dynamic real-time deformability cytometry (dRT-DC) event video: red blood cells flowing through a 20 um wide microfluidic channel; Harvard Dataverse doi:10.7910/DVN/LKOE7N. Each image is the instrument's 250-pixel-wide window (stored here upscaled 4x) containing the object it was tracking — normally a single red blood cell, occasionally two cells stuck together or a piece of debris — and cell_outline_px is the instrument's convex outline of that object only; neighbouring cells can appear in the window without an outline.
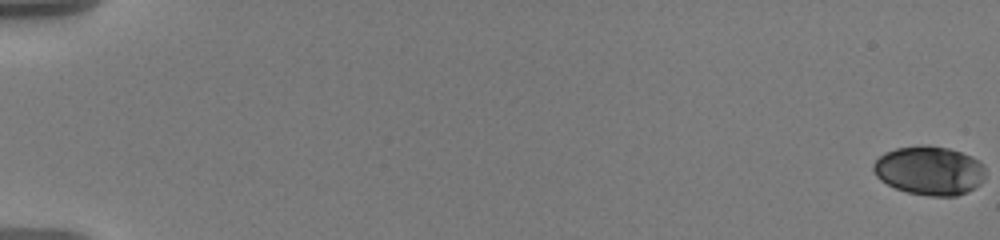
{"species": "human", "species_latin": "Homo sapiens", "temperature_condition": "warm", "stored_images_in_passage": 59, "camera_frame_rate_fps": 3000, "um_per_image_px": 0.085, "donor": {"sex": "male"}, "frame": {"image": 1, "passage_image": 1, "time_ms": 0.0, "image_size_px": [1000, 240], "cell_outline_px": [[984, 180], [980, 184], [968, 192], [956, 196], [928, 196], [908, 192], [896, 188], [880, 180], [876, 176], [872, 168], [872, 164], [884, 152], [896, 148], [920, 144], [928, 144], [948, 148], [972, 156], [984, 164]], "centroid_in_image_um": [79.0, 14.48], "position_along_channel_um": 6.0, "area_um2": 32.25}}
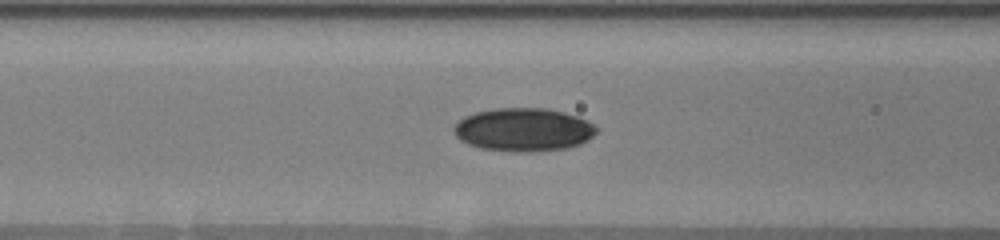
{"frame": {"image": 2, "passage_image": 27, "time_ms": 8.667, "image_size_px": [1000, 240], "cell_outline_px": [[596, 132], [588, 140], [580, 144], [568, 148], [524, 152], [480, 148], [468, 144], [460, 140], [452, 132], [452, 128], [464, 116], [476, 112], [492, 108], [548, 108], [564, 112], [588, 120], [596, 128]], "centroid_in_image_um": [44.48, 11.01], "position_along_channel_um": 122.1, "area_um2": 35.95}}
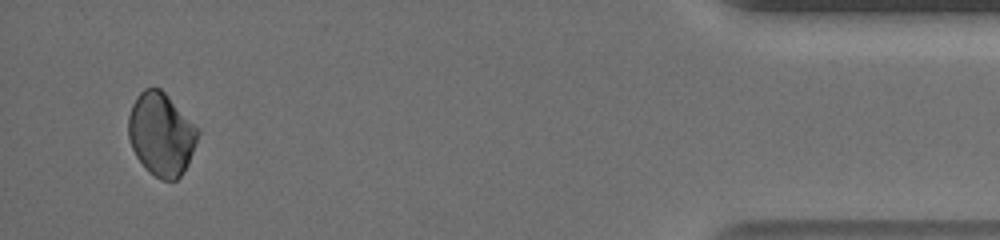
{"frame": {"image": 3, "passage_image": 57, "time_ms": 18.667, "image_size_px": [1000, 240], "cell_outline_px": [[200, 132], [188, 164], [180, 176], [176, 180], [160, 180], [148, 172], [136, 156], [132, 148], [128, 136], [128, 116], [132, 104], [136, 96], [144, 88], [160, 88], [200, 128]], "centroid_in_image_um": [13.7, 11.41], "position_along_channel_um": 421.5, "area_um2": 33.81}}